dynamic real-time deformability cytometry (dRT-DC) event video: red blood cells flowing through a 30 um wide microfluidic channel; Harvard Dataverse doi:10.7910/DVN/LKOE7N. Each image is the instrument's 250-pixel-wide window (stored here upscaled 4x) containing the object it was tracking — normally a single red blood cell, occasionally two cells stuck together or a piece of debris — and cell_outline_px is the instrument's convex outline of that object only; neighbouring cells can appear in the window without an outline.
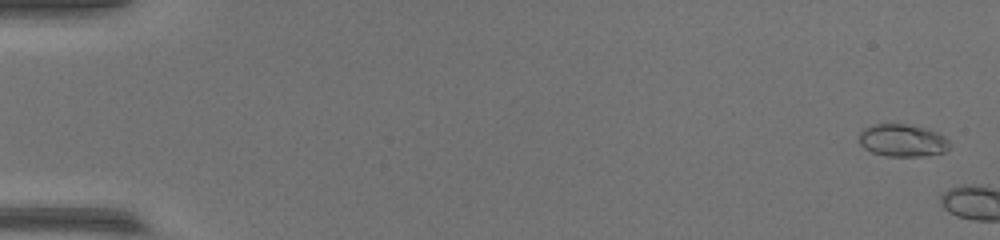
{"species": "common noctule bat (a hibernating species)", "species_latin": "Nyctalus noctula", "temperature_condition": "warm", "stored_images_in_passage": 5, "camera_frame_rate_fps": 3000, "um_per_image_px": 0.085, "animal": {"sex": "female", "body_mass_g": 17.0, "forearm_length_mm": 48.0}, "frame": {"image": 1, "passage_image": 2, "time_ms": 0.333, "image_size_px": [1000, 240], "cell_outline_px": [[952, 144], [944, 152], [924, 156], [884, 156], [872, 152], [864, 148], [860, 144], [860, 132], [864, 128], [872, 124], [908, 124], [928, 128], [944, 136]], "centroid_in_image_um": [76.73, 11.93], "position_along_channel_um": 8.3, "area_um2": 17.28}}